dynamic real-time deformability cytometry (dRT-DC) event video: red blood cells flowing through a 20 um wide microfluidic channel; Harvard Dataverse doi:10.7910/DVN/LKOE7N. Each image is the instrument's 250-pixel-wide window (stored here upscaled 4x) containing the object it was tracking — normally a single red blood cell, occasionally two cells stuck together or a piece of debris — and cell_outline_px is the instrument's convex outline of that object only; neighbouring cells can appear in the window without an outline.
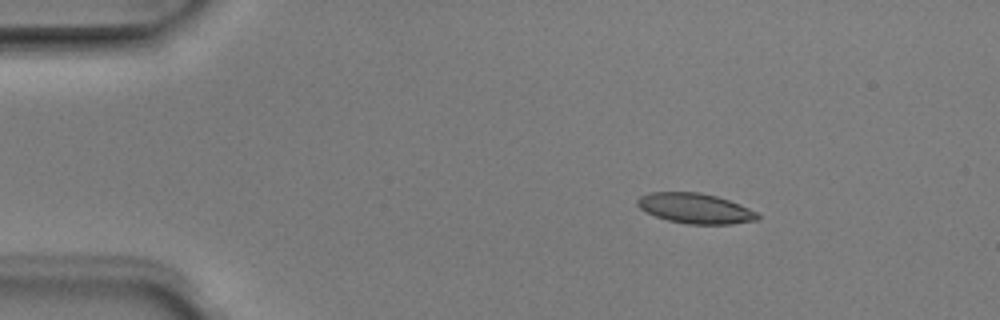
{"species": "Egyptian fruit bat (a non-hibernating species)", "species_latin": "Rousettus aegyptiacus", "temperature_condition": "room temperature", "stored_images_in_passage": 3, "camera_frame_rate_fps": 3000, "um_per_image_px": 0.085, "animal": {"sex": "male"}, "frame": {"image": 1, "passage_image": 1, "time_ms": 0.0, "image_size_px": [1000, 320], "cell_outline_px": [[760, 220], [732, 224], [688, 224], [668, 220], [644, 212], [636, 204], [636, 200], [640, 196], [648, 192], [700, 192], [716, 196], [740, 204], [756, 212], [760, 216]], "centroid_in_image_um": [59.08, 17.71], "position_along_channel_um": 25.9, "area_um2": 21.27}}
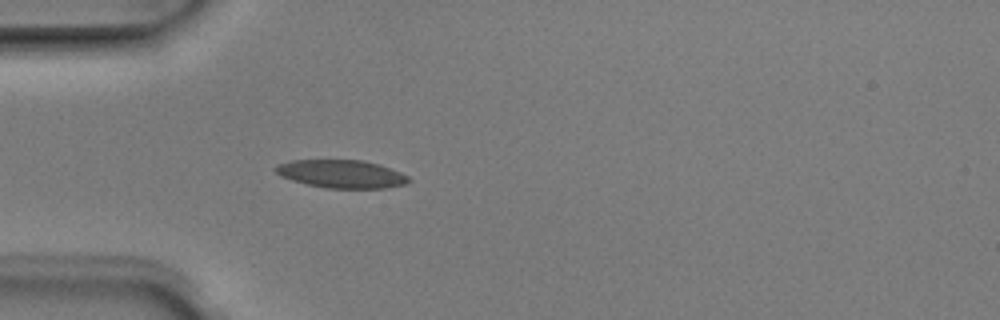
{"frame": {"image": 2, "passage_image": 3, "time_ms": 0.667, "image_size_px": [1000, 320], "cell_outline_px": [[412, 180], [408, 184], [384, 188], [324, 188], [292, 180], [280, 176], [272, 168], [276, 164], [292, 160], [364, 160], [380, 164], [400, 172], [408, 176]], "centroid_in_image_um": [29.03, 14.78], "position_along_channel_um": 56.0, "area_um2": 21.96}}